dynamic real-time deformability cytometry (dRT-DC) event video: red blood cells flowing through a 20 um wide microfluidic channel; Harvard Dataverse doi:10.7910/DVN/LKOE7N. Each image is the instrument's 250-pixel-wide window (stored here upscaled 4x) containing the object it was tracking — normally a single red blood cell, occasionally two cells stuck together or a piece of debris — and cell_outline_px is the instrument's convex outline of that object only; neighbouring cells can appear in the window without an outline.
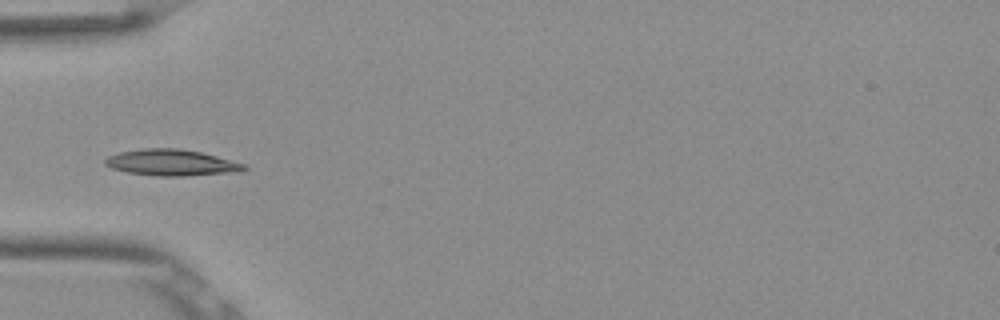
{"species": "Egyptian fruit bat (a non-hibernating species)", "species_latin": "Rousettus aegyptiacus", "temperature_condition": "room temperature", "stored_images_in_passage": 36, "camera_frame_rate_fps": 3000, "um_per_image_px": 0.085, "frame": {"image": 1, "passage_image": 1, "time_ms": 0.0, "image_size_px": [1000, 320], "cell_outline_px": [[248, 168], [244, 172], [184, 176], [156, 176], [128, 172], [112, 168], [104, 164], [104, 160], [108, 156], [120, 152], [144, 148], [176, 148], [200, 152], [216, 156], [244, 164]], "centroid_in_image_um": [14.6, 13.83], "position_along_channel_um": 70.4, "area_um2": 21.27}}
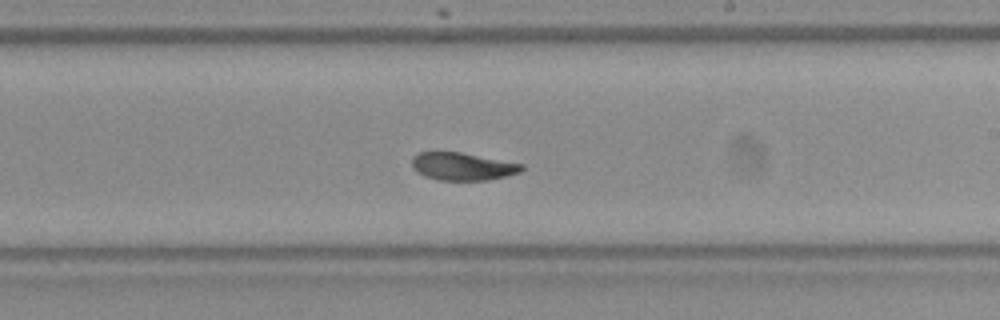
{"frame": {"image": 2, "passage_image": 15, "time_ms": 4.667, "image_size_px": [1000, 320], "cell_outline_px": [[524, 168], [520, 172], [488, 180], [440, 180], [424, 176], [416, 172], [412, 168], [412, 156], [420, 152], [460, 152], [524, 164]], "centroid_in_image_um": [39.29, 14.14], "position_along_channel_um": 249.7, "area_um2": 17.69}}
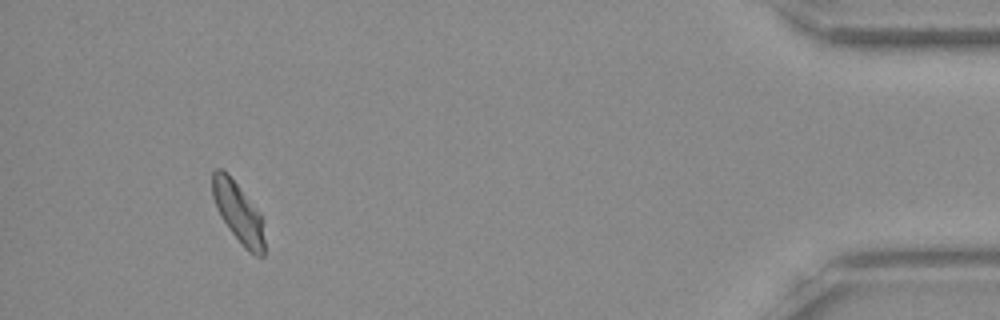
{"frame": {"image": 3, "passage_image": 33, "time_ms": 10.667, "image_size_px": [1000, 320], "cell_outline_px": [[264, 256], [256, 256], [248, 252], [244, 248], [228, 228], [220, 216], [216, 208], [212, 196], [212, 172], [216, 168], [220, 168], [228, 172], [260, 212], [264, 220]], "centroid_in_image_um": [20.26, 18.05], "position_along_channel_um": 414.9, "area_um2": 18.79}, "authors_computed_cell_mechanics": {"area_um2": 18.7272, "velocity_mm_per_s": 3.8346, "shape_relaxation_time_tau1_ms": 3.0978, "shape_relaxation_time_tau2_ms": 0.8017, "deformation_change_tau1": 0.125, "deformation_change_tau2": 0.0383}}